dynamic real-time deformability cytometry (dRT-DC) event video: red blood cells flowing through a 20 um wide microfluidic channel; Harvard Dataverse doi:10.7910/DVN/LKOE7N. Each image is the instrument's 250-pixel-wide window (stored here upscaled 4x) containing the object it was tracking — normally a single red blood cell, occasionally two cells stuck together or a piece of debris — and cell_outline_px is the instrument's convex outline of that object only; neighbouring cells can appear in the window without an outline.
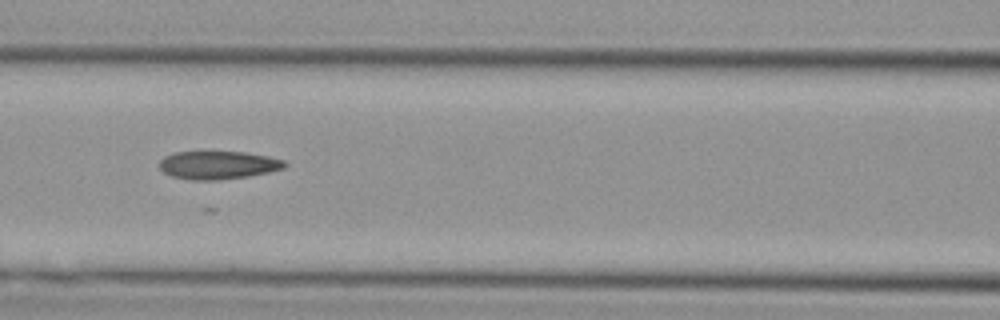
{"species": "Egyptian fruit bat (a non-hibernating species)", "species_latin": "Rousettus aegyptiacus", "temperature_condition": "cold", "stored_images_in_passage": 22, "camera_frame_rate_fps": 3000, "um_per_image_px": 0.085, "animal": {"sex": "female"}, "frame": {"image": 1, "passage_image": 8, "time_ms": 2.333, "image_size_px": [1000, 320], "cell_outline_px": [[288, 164], [284, 168], [268, 172], [248, 176], [216, 180], [192, 180], [172, 176], [164, 172], [160, 168], [160, 160], [164, 156], [172, 152], [244, 152], [268, 156], [284, 160]], "centroid_in_image_um": [18.54, 14.02], "position_along_channel_um": 148.1, "area_um2": 20.46}}
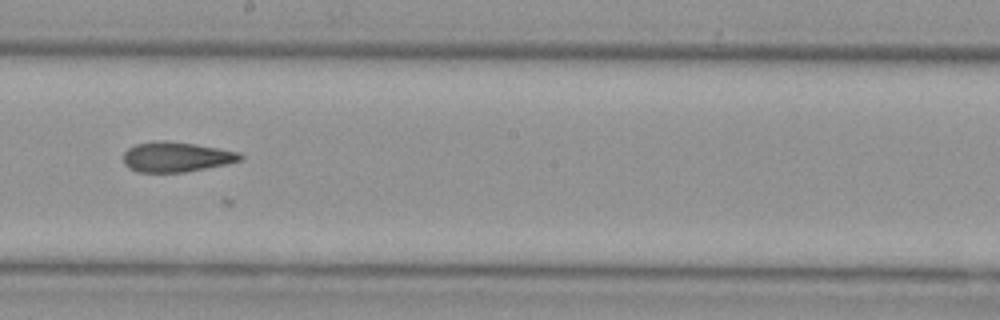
{"frame": {"image": 2, "passage_image": 14, "time_ms": 4.333, "image_size_px": [1000, 320], "cell_outline_px": [[244, 160], [228, 164], [184, 172], [136, 172], [128, 168], [124, 164], [124, 152], [128, 148], [136, 144], [156, 140], [168, 140], [196, 144], [240, 152], [244, 156]], "centroid_in_image_um": [15.0, 13.33], "position_along_channel_um": 233.2, "area_um2": 20.75}}
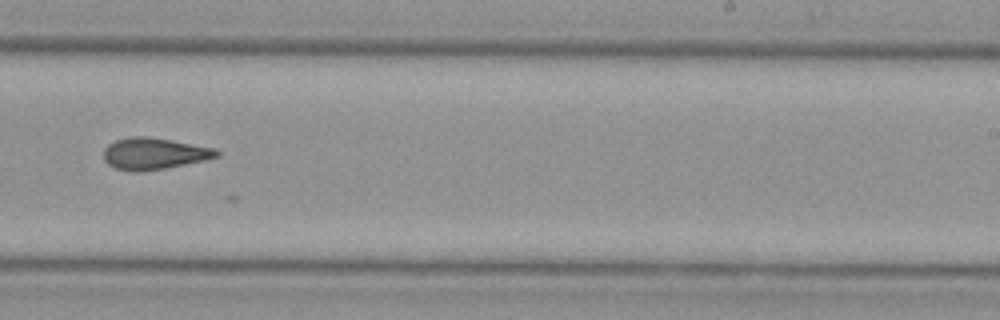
{"frame": {"image": 3, "passage_image": 17, "time_ms": 5.333, "image_size_px": [1000, 320], "cell_outline_px": [[220, 156], [208, 160], [164, 168], [140, 172], [136, 172], [116, 168], [108, 164], [104, 160], [104, 148], [108, 144], [116, 140], [128, 136], [148, 136], [172, 140], [216, 148], [220, 152]], "centroid_in_image_um": [13.12, 13.05], "position_along_channel_um": 275.9, "area_um2": 21.04}}